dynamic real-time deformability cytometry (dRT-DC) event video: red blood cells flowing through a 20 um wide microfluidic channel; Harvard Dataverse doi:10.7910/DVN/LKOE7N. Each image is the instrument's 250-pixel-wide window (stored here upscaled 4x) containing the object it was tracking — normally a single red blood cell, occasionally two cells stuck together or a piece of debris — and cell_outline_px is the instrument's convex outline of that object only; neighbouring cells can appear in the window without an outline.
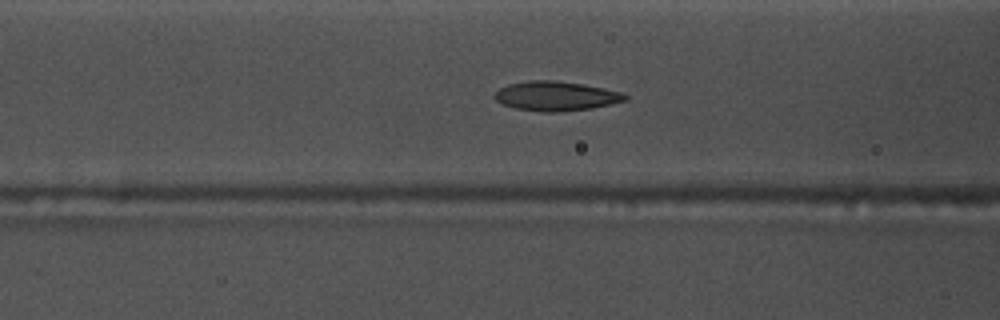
{"species": "common noctule bat (a hibernating species)", "species_latin": "Nyctalus noctula", "temperature_condition": "warm", "stored_images_in_passage": 56, "camera_frame_rate_fps": 3000, "um_per_image_px": 0.085, "animal": {"sex": "male", "body_mass_g": 17.5, "forearm_length_mm": 52.3}, "frame": {"image": 1, "passage_image": 22, "time_ms": 7.0, "image_size_px": [1000, 320], "cell_outline_px": [[628, 100], [612, 104], [592, 108], [560, 112], [544, 112], [516, 108], [500, 104], [492, 96], [500, 88], [508, 84], [528, 80], [552, 80], [580, 84], [604, 88], [620, 92], [628, 96]], "centroid_in_image_um": [47.24, 8.17], "position_along_channel_um": 119.4, "area_um2": 22.43}}
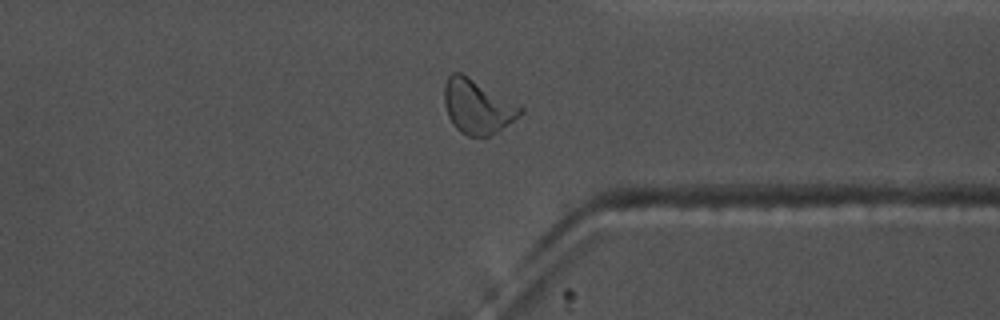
{"frame": {"image": 2, "passage_image": 43, "time_ms": 14.0, "image_size_px": [1000, 320], "cell_outline_px": [[524, 112], [496, 132], [488, 136], [468, 136], [460, 132], [452, 124], [448, 116], [444, 104], [444, 84], [448, 76], [452, 72], [460, 72], [524, 108]], "centroid_in_image_um": [40.53, 9.06], "position_along_channel_um": 370.9, "area_um2": 23.64}}
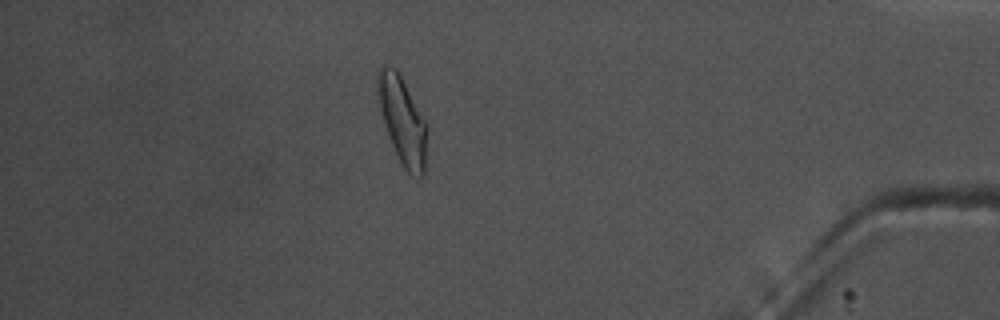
{"frame": {"image": 3, "passage_image": 49, "time_ms": 16.0, "image_size_px": [1000, 320], "cell_outline_px": [[428, 128], [424, 176], [416, 180], [400, 164], [392, 144], [380, 108], [376, 84], [376, 76], [380, 68], [384, 64], [388, 64], [396, 68], [428, 124]], "centroid_in_image_um": [34.24, 10.27], "position_along_channel_um": 401.0, "area_um2": 25.32}, "authors_computed_cell_mechanics": {"area_um2": 22.4264, "velocity_mm_per_s": 3.6376, "shape_relaxation_time_tau1_ms": 4.9329, "shape_relaxation_time_tau2_ms": 2.6058, "deformation_change_tau1": 0.1402, "deformation_change_tau2": 0.0939}}